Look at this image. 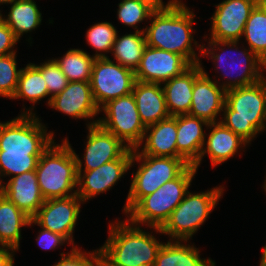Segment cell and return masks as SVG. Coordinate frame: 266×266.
<instances>
[{
  "instance_id": "cb8c5ba5",
  "label": "cell",
  "mask_w": 266,
  "mask_h": 266,
  "mask_svg": "<svg viewBox=\"0 0 266 266\" xmlns=\"http://www.w3.org/2000/svg\"><path fill=\"white\" fill-rule=\"evenodd\" d=\"M132 94L135 97L141 121L146 127L170 116L161 84L136 80Z\"/></svg>"
},
{
  "instance_id": "ba28073f",
  "label": "cell",
  "mask_w": 266,
  "mask_h": 266,
  "mask_svg": "<svg viewBox=\"0 0 266 266\" xmlns=\"http://www.w3.org/2000/svg\"><path fill=\"white\" fill-rule=\"evenodd\" d=\"M130 189L122 213L127 214L144 196L154 193L164 183L177 178L189 165L182 158L138 154L133 149ZM133 166V167H132Z\"/></svg>"
},
{
  "instance_id": "f546056e",
  "label": "cell",
  "mask_w": 266,
  "mask_h": 266,
  "mask_svg": "<svg viewBox=\"0 0 266 266\" xmlns=\"http://www.w3.org/2000/svg\"><path fill=\"white\" fill-rule=\"evenodd\" d=\"M69 82H90L95 57L80 48H70L62 57L53 58Z\"/></svg>"
},
{
  "instance_id": "9c48e42d",
  "label": "cell",
  "mask_w": 266,
  "mask_h": 266,
  "mask_svg": "<svg viewBox=\"0 0 266 266\" xmlns=\"http://www.w3.org/2000/svg\"><path fill=\"white\" fill-rule=\"evenodd\" d=\"M37 115H20L0 121V151L42 155L56 141L53 131Z\"/></svg>"
},
{
  "instance_id": "5b68a950",
  "label": "cell",
  "mask_w": 266,
  "mask_h": 266,
  "mask_svg": "<svg viewBox=\"0 0 266 266\" xmlns=\"http://www.w3.org/2000/svg\"><path fill=\"white\" fill-rule=\"evenodd\" d=\"M40 191L45 200L73 196L77 190V166L67 137L53 142L40 156L36 167Z\"/></svg>"
},
{
  "instance_id": "d4e9b609",
  "label": "cell",
  "mask_w": 266,
  "mask_h": 266,
  "mask_svg": "<svg viewBox=\"0 0 266 266\" xmlns=\"http://www.w3.org/2000/svg\"><path fill=\"white\" fill-rule=\"evenodd\" d=\"M189 244H188V243ZM183 243V244H182ZM190 241L167 240L160 248L153 266H215L210 257L201 258L200 248Z\"/></svg>"
},
{
  "instance_id": "60d3db41",
  "label": "cell",
  "mask_w": 266,
  "mask_h": 266,
  "mask_svg": "<svg viewBox=\"0 0 266 266\" xmlns=\"http://www.w3.org/2000/svg\"><path fill=\"white\" fill-rule=\"evenodd\" d=\"M149 4L154 10L166 7L169 3H184L183 0H169L167 4L163 0H140Z\"/></svg>"
},
{
  "instance_id": "74e56055",
  "label": "cell",
  "mask_w": 266,
  "mask_h": 266,
  "mask_svg": "<svg viewBox=\"0 0 266 266\" xmlns=\"http://www.w3.org/2000/svg\"><path fill=\"white\" fill-rule=\"evenodd\" d=\"M40 231L37 234L36 241L39 247L45 251L59 250L60 246H69L71 243L61 234L52 232L50 230L40 227Z\"/></svg>"
},
{
  "instance_id": "4316f807",
  "label": "cell",
  "mask_w": 266,
  "mask_h": 266,
  "mask_svg": "<svg viewBox=\"0 0 266 266\" xmlns=\"http://www.w3.org/2000/svg\"><path fill=\"white\" fill-rule=\"evenodd\" d=\"M48 97V89L42 73L30 62L21 68L16 92L11 100L22 99L32 104L31 107H23L20 115H36L35 104Z\"/></svg>"
},
{
  "instance_id": "3957f363",
  "label": "cell",
  "mask_w": 266,
  "mask_h": 266,
  "mask_svg": "<svg viewBox=\"0 0 266 266\" xmlns=\"http://www.w3.org/2000/svg\"><path fill=\"white\" fill-rule=\"evenodd\" d=\"M204 41L208 46L202 44L201 57L209 56V60L213 62L214 71L216 70L218 74L220 71L223 73L216 76L219 78L218 80L215 78V81L225 91L256 84L266 77V63L248 47L245 48L243 45L239 47V41Z\"/></svg>"
},
{
  "instance_id": "603a6c76",
  "label": "cell",
  "mask_w": 266,
  "mask_h": 266,
  "mask_svg": "<svg viewBox=\"0 0 266 266\" xmlns=\"http://www.w3.org/2000/svg\"><path fill=\"white\" fill-rule=\"evenodd\" d=\"M201 73L200 64L191 65L181 75L161 84L170 116L189 113L194 82Z\"/></svg>"
},
{
  "instance_id": "ffe728a7",
  "label": "cell",
  "mask_w": 266,
  "mask_h": 266,
  "mask_svg": "<svg viewBox=\"0 0 266 266\" xmlns=\"http://www.w3.org/2000/svg\"><path fill=\"white\" fill-rule=\"evenodd\" d=\"M177 115L146 127L138 154L177 158Z\"/></svg>"
},
{
  "instance_id": "52a82bcc",
  "label": "cell",
  "mask_w": 266,
  "mask_h": 266,
  "mask_svg": "<svg viewBox=\"0 0 266 266\" xmlns=\"http://www.w3.org/2000/svg\"><path fill=\"white\" fill-rule=\"evenodd\" d=\"M197 169L189 165L177 178L144 196L125 217L138 226L161 228L192 186Z\"/></svg>"
},
{
  "instance_id": "f6af8a7d",
  "label": "cell",
  "mask_w": 266,
  "mask_h": 266,
  "mask_svg": "<svg viewBox=\"0 0 266 266\" xmlns=\"http://www.w3.org/2000/svg\"><path fill=\"white\" fill-rule=\"evenodd\" d=\"M262 186H263V189H264V191L266 193V176H265L264 184Z\"/></svg>"
},
{
  "instance_id": "44dd1931",
  "label": "cell",
  "mask_w": 266,
  "mask_h": 266,
  "mask_svg": "<svg viewBox=\"0 0 266 266\" xmlns=\"http://www.w3.org/2000/svg\"><path fill=\"white\" fill-rule=\"evenodd\" d=\"M4 182V196L31 219L45 202L38 185L36 171H28Z\"/></svg>"
},
{
  "instance_id": "30bf717a",
  "label": "cell",
  "mask_w": 266,
  "mask_h": 266,
  "mask_svg": "<svg viewBox=\"0 0 266 266\" xmlns=\"http://www.w3.org/2000/svg\"><path fill=\"white\" fill-rule=\"evenodd\" d=\"M103 117L98 124L119 138L130 149H135L142 141L146 126L142 123L134 95L116 98L101 109Z\"/></svg>"
},
{
  "instance_id": "7402d4cb",
  "label": "cell",
  "mask_w": 266,
  "mask_h": 266,
  "mask_svg": "<svg viewBox=\"0 0 266 266\" xmlns=\"http://www.w3.org/2000/svg\"><path fill=\"white\" fill-rule=\"evenodd\" d=\"M209 123L189 114L177 115V158L194 165L202 152Z\"/></svg>"
},
{
  "instance_id": "ac0fdd59",
  "label": "cell",
  "mask_w": 266,
  "mask_h": 266,
  "mask_svg": "<svg viewBox=\"0 0 266 266\" xmlns=\"http://www.w3.org/2000/svg\"><path fill=\"white\" fill-rule=\"evenodd\" d=\"M199 64L202 73L195 79L188 114L208 123L220 122L226 91L212 77L210 78L203 64L201 62Z\"/></svg>"
},
{
  "instance_id": "2e32d148",
  "label": "cell",
  "mask_w": 266,
  "mask_h": 266,
  "mask_svg": "<svg viewBox=\"0 0 266 266\" xmlns=\"http://www.w3.org/2000/svg\"><path fill=\"white\" fill-rule=\"evenodd\" d=\"M190 66L191 64L179 54L147 45L134 73L138 81L163 84L181 75Z\"/></svg>"
},
{
  "instance_id": "d6986e66",
  "label": "cell",
  "mask_w": 266,
  "mask_h": 266,
  "mask_svg": "<svg viewBox=\"0 0 266 266\" xmlns=\"http://www.w3.org/2000/svg\"><path fill=\"white\" fill-rule=\"evenodd\" d=\"M206 130L209 131L208 134L206 133L205 138L207 139H205L198 161L193 165L197 170L206 154V156L210 158L211 166L213 168L227 162L232 157L234 158V156L236 154L238 155L240 151L244 152L249 145L245 140L236 135L229 128L225 127L221 122L209 123Z\"/></svg>"
},
{
  "instance_id": "484cf974",
  "label": "cell",
  "mask_w": 266,
  "mask_h": 266,
  "mask_svg": "<svg viewBox=\"0 0 266 266\" xmlns=\"http://www.w3.org/2000/svg\"><path fill=\"white\" fill-rule=\"evenodd\" d=\"M9 12L0 18L9 26L16 38L20 41L23 35L32 33L42 23V13L35 0H13L10 2Z\"/></svg>"
},
{
  "instance_id": "f35d334b",
  "label": "cell",
  "mask_w": 266,
  "mask_h": 266,
  "mask_svg": "<svg viewBox=\"0 0 266 266\" xmlns=\"http://www.w3.org/2000/svg\"><path fill=\"white\" fill-rule=\"evenodd\" d=\"M20 42L9 26L0 18V57L12 53H17L15 50L16 43Z\"/></svg>"
},
{
  "instance_id": "1f68e13d",
  "label": "cell",
  "mask_w": 266,
  "mask_h": 266,
  "mask_svg": "<svg viewBox=\"0 0 266 266\" xmlns=\"http://www.w3.org/2000/svg\"><path fill=\"white\" fill-rule=\"evenodd\" d=\"M118 33L117 28L111 22H98L90 26L85 39L95 51L93 56L95 58L109 57L107 54H111Z\"/></svg>"
},
{
  "instance_id": "4dcf8cb0",
  "label": "cell",
  "mask_w": 266,
  "mask_h": 266,
  "mask_svg": "<svg viewBox=\"0 0 266 266\" xmlns=\"http://www.w3.org/2000/svg\"><path fill=\"white\" fill-rule=\"evenodd\" d=\"M242 37L248 48L266 63V3L260 1L251 11Z\"/></svg>"
},
{
  "instance_id": "ee69618b",
  "label": "cell",
  "mask_w": 266,
  "mask_h": 266,
  "mask_svg": "<svg viewBox=\"0 0 266 266\" xmlns=\"http://www.w3.org/2000/svg\"><path fill=\"white\" fill-rule=\"evenodd\" d=\"M13 0H0V5H8L10 2H12ZM0 12H1V10H0Z\"/></svg>"
},
{
  "instance_id": "5bb4252c",
  "label": "cell",
  "mask_w": 266,
  "mask_h": 266,
  "mask_svg": "<svg viewBox=\"0 0 266 266\" xmlns=\"http://www.w3.org/2000/svg\"><path fill=\"white\" fill-rule=\"evenodd\" d=\"M86 128L88 134L82 159L72 148L77 171L94 170L107 162L119 159L129 149L119 138L103 129L99 124Z\"/></svg>"
},
{
  "instance_id": "6da1fadb",
  "label": "cell",
  "mask_w": 266,
  "mask_h": 266,
  "mask_svg": "<svg viewBox=\"0 0 266 266\" xmlns=\"http://www.w3.org/2000/svg\"><path fill=\"white\" fill-rule=\"evenodd\" d=\"M193 11L185 3H169L164 8L154 10L148 21L150 25L145 26L144 30L146 44L179 54L191 65L202 62V43L199 44L193 35L196 34L193 29L196 14Z\"/></svg>"
},
{
  "instance_id": "8992f818",
  "label": "cell",
  "mask_w": 266,
  "mask_h": 266,
  "mask_svg": "<svg viewBox=\"0 0 266 266\" xmlns=\"http://www.w3.org/2000/svg\"><path fill=\"white\" fill-rule=\"evenodd\" d=\"M224 189L219 185L197 193L188 191L161 228H146L155 234L168 235L169 240L190 241L219 204Z\"/></svg>"
},
{
  "instance_id": "d590c367",
  "label": "cell",
  "mask_w": 266,
  "mask_h": 266,
  "mask_svg": "<svg viewBox=\"0 0 266 266\" xmlns=\"http://www.w3.org/2000/svg\"><path fill=\"white\" fill-rule=\"evenodd\" d=\"M32 64L42 73L45 80L48 89L46 104L49 106L51 98L62 92L67 87L69 81L53 58H49L40 64Z\"/></svg>"
},
{
  "instance_id": "f1b7e54d",
  "label": "cell",
  "mask_w": 266,
  "mask_h": 266,
  "mask_svg": "<svg viewBox=\"0 0 266 266\" xmlns=\"http://www.w3.org/2000/svg\"><path fill=\"white\" fill-rule=\"evenodd\" d=\"M146 46L144 32L133 31L122 36L117 34L111 52L113 56L111 59L114 58L113 60H116L115 62L123 67L135 71L139 66Z\"/></svg>"
},
{
  "instance_id": "836d02e7",
  "label": "cell",
  "mask_w": 266,
  "mask_h": 266,
  "mask_svg": "<svg viewBox=\"0 0 266 266\" xmlns=\"http://www.w3.org/2000/svg\"><path fill=\"white\" fill-rule=\"evenodd\" d=\"M41 155L29 153H5L0 151V173L2 178L13 177L36 170Z\"/></svg>"
},
{
  "instance_id": "ab89813d",
  "label": "cell",
  "mask_w": 266,
  "mask_h": 266,
  "mask_svg": "<svg viewBox=\"0 0 266 266\" xmlns=\"http://www.w3.org/2000/svg\"><path fill=\"white\" fill-rule=\"evenodd\" d=\"M15 252V248L0 244V266H14Z\"/></svg>"
},
{
  "instance_id": "277c9868",
  "label": "cell",
  "mask_w": 266,
  "mask_h": 266,
  "mask_svg": "<svg viewBox=\"0 0 266 266\" xmlns=\"http://www.w3.org/2000/svg\"><path fill=\"white\" fill-rule=\"evenodd\" d=\"M220 122L249 145L266 131V77L256 84L226 90Z\"/></svg>"
},
{
  "instance_id": "e575fe53",
  "label": "cell",
  "mask_w": 266,
  "mask_h": 266,
  "mask_svg": "<svg viewBox=\"0 0 266 266\" xmlns=\"http://www.w3.org/2000/svg\"><path fill=\"white\" fill-rule=\"evenodd\" d=\"M17 54L0 57V97L12 99L14 96L21 68H17ZM18 69V70H17Z\"/></svg>"
},
{
  "instance_id": "8fae6325",
  "label": "cell",
  "mask_w": 266,
  "mask_h": 266,
  "mask_svg": "<svg viewBox=\"0 0 266 266\" xmlns=\"http://www.w3.org/2000/svg\"><path fill=\"white\" fill-rule=\"evenodd\" d=\"M135 82L133 70L123 67L109 57L95 59L90 86L99 109L111 100L131 94Z\"/></svg>"
},
{
  "instance_id": "9a60e30c",
  "label": "cell",
  "mask_w": 266,
  "mask_h": 266,
  "mask_svg": "<svg viewBox=\"0 0 266 266\" xmlns=\"http://www.w3.org/2000/svg\"><path fill=\"white\" fill-rule=\"evenodd\" d=\"M133 149H128L119 159L107 162L94 170L77 171L76 194L83 203L111 190L130 170Z\"/></svg>"
},
{
  "instance_id": "4fadbf2b",
  "label": "cell",
  "mask_w": 266,
  "mask_h": 266,
  "mask_svg": "<svg viewBox=\"0 0 266 266\" xmlns=\"http://www.w3.org/2000/svg\"><path fill=\"white\" fill-rule=\"evenodd\" d=\"M260 0H223L215 5L213 16L210 17V37L204 40L240 41L251 11ZM208 38V39H207Z\"/></svg>"
},
{
  "instance_id": "83f0119b",
  "label": "cell",
  "mask_w": 266,
  "mask_h": 266,
  "mask_svg": "<svg viewBox=\"0 0 266 266\" xmlns=\"http://www.w3.org/2000/svg\"><path fill=\"white\" fill-rule=\"evenodd\" d=\"M30 217L4 195L0 197V244L20 249L22 227L29 224Z\"/></svg>"
},
{
  "instance_id": "d6a6232c",
  "label": "cell",
  "mask_w": 266,
  "mask_h": 266,
  "mask_svg": "<svg viewBox=\"0 0 266 266\" xmlns=\"http://www.w3.org/2000/svg\"><path fill=\"white\" fill-rule=\"evenodd\" d=\"M154 9L147 3L140 0H122L118 3L117 19L126 27H132L135 31L144 32L145 27L138 28V25L150 18Z\"/></svg>"
},
{
  "instance_id": "b9f144b4",
  "label": "cell",
  "mask_w": 266,
  "mask_h": 266,
  "mask_svg": "<svg viewBox=\"0 0 266 266\" xmlns=\"http://www.w3.org/2000/svg\"><path fill=\"white\" fill-rule=\"evenodd\" d=\"M259 262H260L259 266H266V243L265 246H263Z\"/></svg>"
},
{
  "instance_id": "7bdbcfd3",
  "label": "cell",
  "mask_w": 266,
  "mask_h": 266,
  "mask_svg": "<svg viewBox=\"0 0 266 266\" xmlns=\"http://www.w3.org/2000/svg\"><path fill=\"white\" fill-rule=\"evenodd\" d=\"M3 180L4 179L2 178L1 173H0V197L4 195V184L5 183H3V182H5V181H3Z\"/></svg>"
},
{
  "instance_id": "8d00e7d4",
  "label": "cell",
  "mask_w": 266,
  "mask_h": 266,
  "mask_svg": "<svg viewBox=\"0 0 266 266\" xmlns=\"http://www.w3.org/2000/svg\"><path fill=\"white\" fill-rule=\"evenodd\" d=\"M60 260L51 266H101L102 253L100 248L82 251V247H72L70 252L60 253Z\"/></svg>"
},
{
  "instance_id": "7c38bea8",
  "label": "cell",
  "mask_w": 266,
  "mask_h": 266,
  "mask_svg": "<svg viewBox=\"0 0 266 266\" xmlns=\"http://www.w3.org/2000/svg\"><path fill=\"white\" fill-rule=\"evenodd\" d=\"M81 204L84 203L77 194L45 200L37 214L30 219L28 226L31 228L36 225L59 233L71 243L72 247H77L73 233L80 217Z\"/></svg>"
},
{
  "instance_id": "e0dca14e",
  "label": "cell",
  "mask_w": 266,
  "mask_h": 266,
  "mask_svg": "<svg viewBox=\"0 0 266 266\" xmlns=\"http://www.w3.org/2000/svg\"><path fill=\"white\" fill-rule=\"evenodd\" d=\"M48 107L70 118L87 120L86 127L98 124L100 109L94 101L90 82H69L62 92L51 98Z\"/></svg>"
},
{
  "instance_id": "7a4b0ae2",
  "label": "cell",
  "mask_w": 266,
  "mask_h": 266,
  "mask_svg": "<svg viewBox=\"0 0 266 266\" xmlns=\"http://www.w3.org/2000/svg\"><path fill=\"white\" fill-rule=\"evenodd\" d=\"M108 238L100 247L101 266H153L157 254L164 244L160 239L127 218L112 222L108 226Z\"/></svg>"
}]
</instances>
